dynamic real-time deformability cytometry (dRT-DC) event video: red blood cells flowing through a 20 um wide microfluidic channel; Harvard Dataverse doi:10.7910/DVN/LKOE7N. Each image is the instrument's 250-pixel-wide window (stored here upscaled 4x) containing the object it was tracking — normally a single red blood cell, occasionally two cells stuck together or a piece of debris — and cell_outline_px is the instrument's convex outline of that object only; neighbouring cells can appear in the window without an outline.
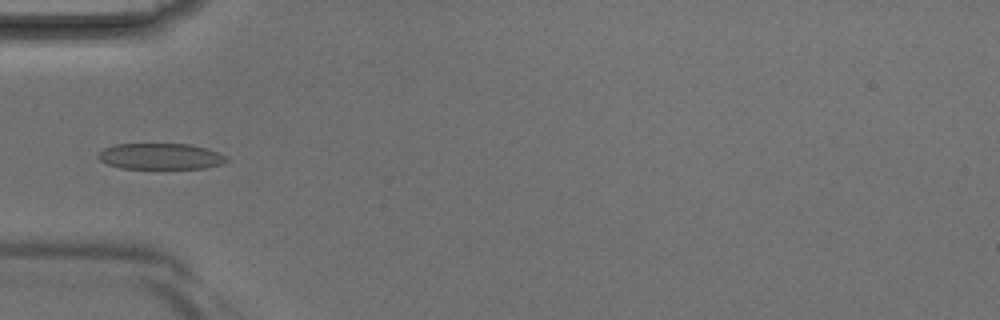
{"species": "Egyptian fruit bat (a non-hibernating species)", "species_latin": "Rousettus aegyptiacus", "temperature_condition": "room temperature", "stored_images_in_passage": 3, "camera_frame_rate_fps": 3000, "um_per_image_px": 0.085, "animal": {"sex": "male"}, "frame": {"image": 1, "passage_image": 3, "time_ms": 0.667, "image_size_px": [1000, 320], "cell_outline_px": [[228, 160], [224, 164], [204, 168], [120, 168], [108, 164], [100, 160], [96, 156], [104, 148], [116, 144], [192, 144], [208, 148], [228, 156]], "centroid_in_image_um": [13.69, 13.28], "position_along_channel_um": 71.3, "area_um2": 19.59}}